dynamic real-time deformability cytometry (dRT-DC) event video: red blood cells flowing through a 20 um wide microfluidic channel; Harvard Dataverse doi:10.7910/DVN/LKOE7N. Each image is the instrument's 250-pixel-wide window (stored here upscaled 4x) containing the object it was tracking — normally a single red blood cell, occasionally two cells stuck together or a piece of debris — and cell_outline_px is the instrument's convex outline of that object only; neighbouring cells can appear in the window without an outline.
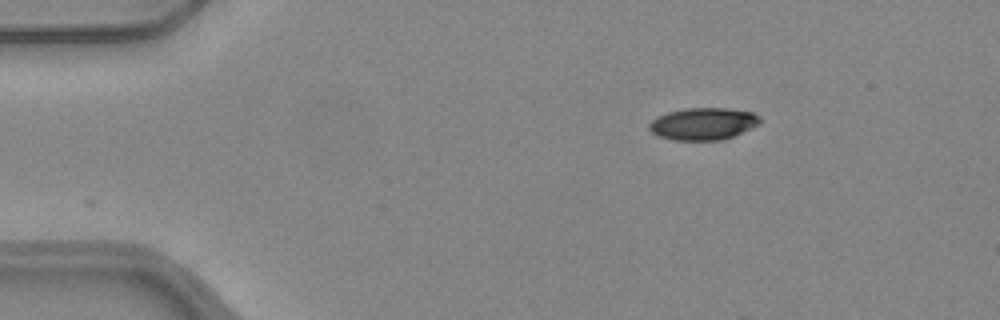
{"species": "common noctule bat (a hibernating species)", "species_latin": "Nyctalus noctula", "temperature_condition": "warm", "stored_images_in_passage": 6, "camera_frame_rate_fps": 3000, "um_per_image_px": 0.085, "animal": {"sex": "female", "body_mass_g": 24.6, "forearm_length_mm": 56.2}, "frame": {"image": 1, "passage_image": 1, "time_ms": 0.0, "image_size_px": [1000, 320], "cell_outline_px": [[760, 124], [724, 140], [672, 140], [656, 136], [648, 128], [648, 124], [656, 116], [668, 112], [684, 108], [728, 108], [752, 112], [760, 116]], "centroid_in_image_um": [59.74, 10.52], "position_along_channel_um": 25.3, "area_um2": 20.98}}